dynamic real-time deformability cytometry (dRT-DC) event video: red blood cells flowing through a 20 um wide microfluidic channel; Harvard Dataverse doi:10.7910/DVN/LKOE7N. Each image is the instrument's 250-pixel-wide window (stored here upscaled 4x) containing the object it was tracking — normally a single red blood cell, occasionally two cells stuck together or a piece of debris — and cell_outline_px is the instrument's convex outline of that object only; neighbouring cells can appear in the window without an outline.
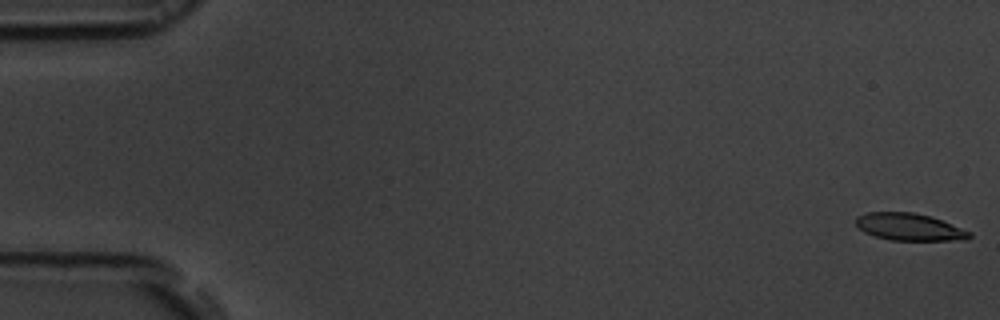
{"species": "common noctule bat (a hibernating species)", "species_latin": "Nyctalus noctula", "temperature_condition": "room temperature", "stored_images_in_passage": 56, "camera_frame_rate_fps": 3000, "um_per_image_px": 0.085, "animal": {"sex": "male", "body_mass_g": 19.5, "forearm_length_mm": 54.6}, "frame": {"image": 1, "passage_image": 1, "time_ms": 0.0, "image_size_px": [1000, 320], "cell_outline_px": [[972, 236], [968, 240], [888, 240], [864, 232], [856, 224], [856, 216], [868, 212], [912, 212], [928, 216], [940, 220], [972, 232]], "centroid_in_image_um": [77.29, 19.3], "position_along_channel_um": 7.7, "area_um2": 17.86}}
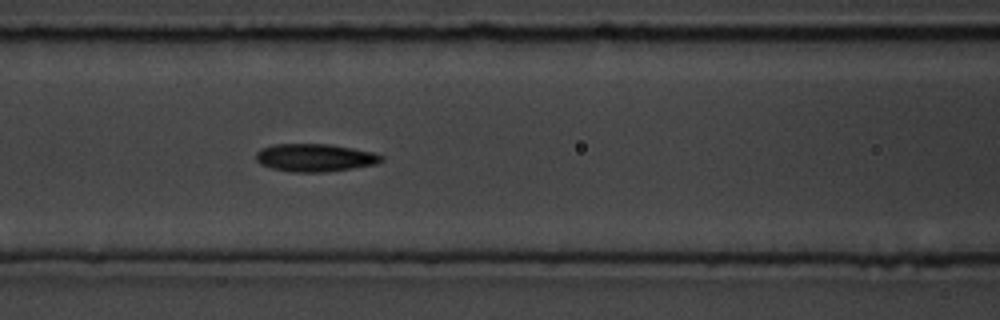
{"frame": {"image": 2, "passage_image": 24, "time_ms": 7.667, "image_size_px": [1000, 320], "cell_outline_px": [[384, 160], [376, 164], [352, 168], [324, 172], [292, 172], [272, 168], [260, 164], [256, 160], [256, 152], [260, 148], [272, 144], [328, 144], [352, 148], [372, 152], [384, 156]], "centroid_in_image_um": [26.75, 13.4], "position_along_channel_um": 139.9, "area_um2": 20.35}}
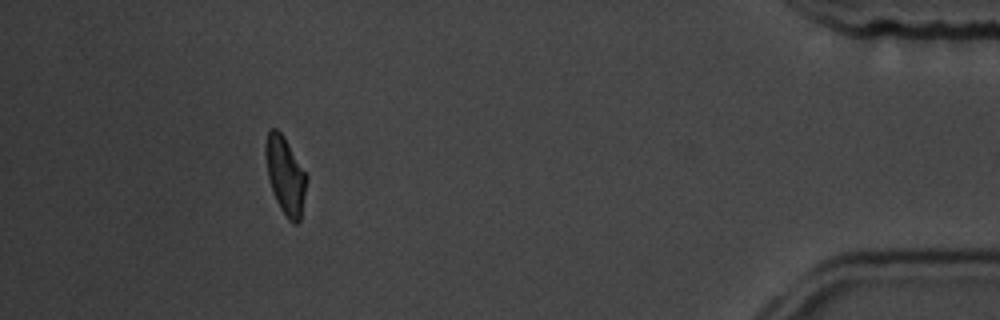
{"frame": {"image": 3, "passage_image": 51, "time_ms": 16.667, "image_size_px": [1000, 320], "cell_outline_px": [[308, 180], [300, 220], [296, 224], [292, 224], [288, 220], [280, 208], [272, 192], [268, 176], [264, 156], [264, 144], [268, 128], [276, 128], [284, 136], [308, 176]], "centroid_in_image_um": [24.24, 14.89], "position_along_channel_um": 411.0, "area_um2": 18.9}, "authors_computed_cell_mechanics": {"area_um2": 19.4786, "velocity_mm_per_s": 3.6707, "shape_relaxation_time_tau1_ms": 3.5189, "shape_relaxation_time_tau2_ms": 2.2811, "deformation_change_tau1": 0.146, "deformation_change_tau2": 0.0941}}